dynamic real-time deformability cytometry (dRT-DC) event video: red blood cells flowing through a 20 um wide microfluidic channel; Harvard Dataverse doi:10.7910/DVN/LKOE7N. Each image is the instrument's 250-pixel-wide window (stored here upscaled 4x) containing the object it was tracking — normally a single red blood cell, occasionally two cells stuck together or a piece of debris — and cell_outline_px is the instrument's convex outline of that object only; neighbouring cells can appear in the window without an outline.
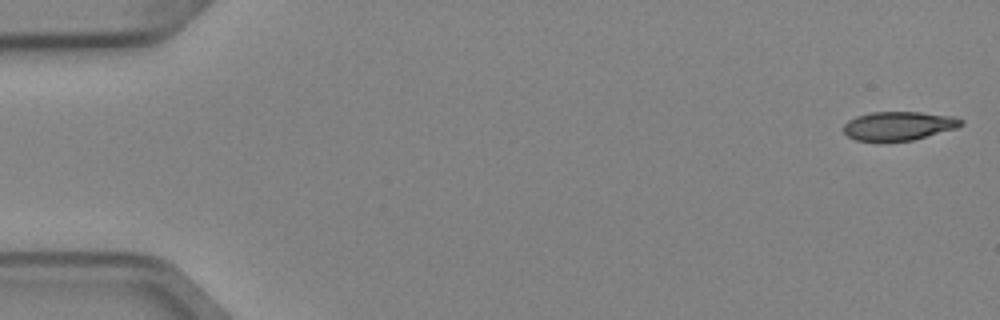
{"species": "Egyptian fruit bat (a non-hibernating species)", "species_latin": "Rousettus aegyptiacus", "temperature_condition": "cold", "stored_images_in_passage": 7, "camera_frame_rate_fps": 3000, "um_per_image_px": 0.085, "animal": {"sex": "female"}, "frame": {"image": 1, "passage_image": 1, "time_ms": 0.0, "image_size_px": [1000, 320], "cell_outline_px": [[964, 124], [956, 128], [912, 140], [856, 140], [848, 136], [844, 132], [844, 124], [848, 120], [856, 116], [872, 112], [920, 112], [952, 116], [964, 120]], "centroid_in_image_um": [76.4, 10.68], "position_along_channel_um": 8.6, "area_um2": 19.42}}
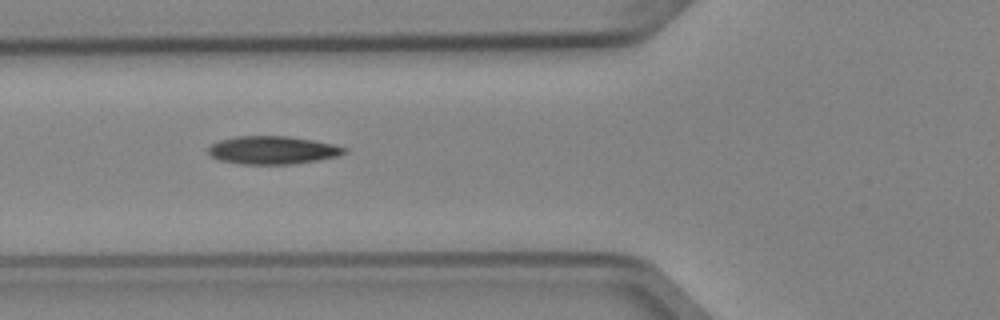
{"frame": {"image": 2, "passage_image": 6, "time_ms": 1.667, "image_size_px": [1000, 320], "cell_outline_px": [[348, 152], [340, 156], [292, 164], [244, 164], [220, 160], [212, 156], [208, 152], [208, 148], [212, 144], [220, 140], [236, 136], [288, 136], [312, 140], [332, 144], [348, 148]], "centroid_in_image_um": [23.21, 12.76], "position_along_channel_um": 102.6, "area_um2": 22.14}}
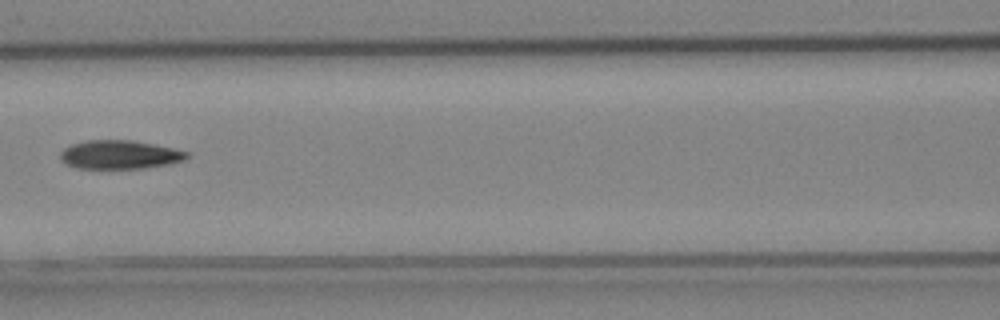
{"frame": {"image": 3, "passage_image": 7, "time_ms": 2.0, "image_size_px": [1000, 320], "cell_outline_px": [[188, 156], [184, 160], [168, 164], [144, 168], [76, 168], [60, 160], [60, 152], [64, 148], [72, 144], [84, 140], [132, 140], [156, 144], [188, 152]], "centroid_in_image_um": [10.15, 13.13], "position_along_channel_um": 156.4, "area_um2": 21.1}}